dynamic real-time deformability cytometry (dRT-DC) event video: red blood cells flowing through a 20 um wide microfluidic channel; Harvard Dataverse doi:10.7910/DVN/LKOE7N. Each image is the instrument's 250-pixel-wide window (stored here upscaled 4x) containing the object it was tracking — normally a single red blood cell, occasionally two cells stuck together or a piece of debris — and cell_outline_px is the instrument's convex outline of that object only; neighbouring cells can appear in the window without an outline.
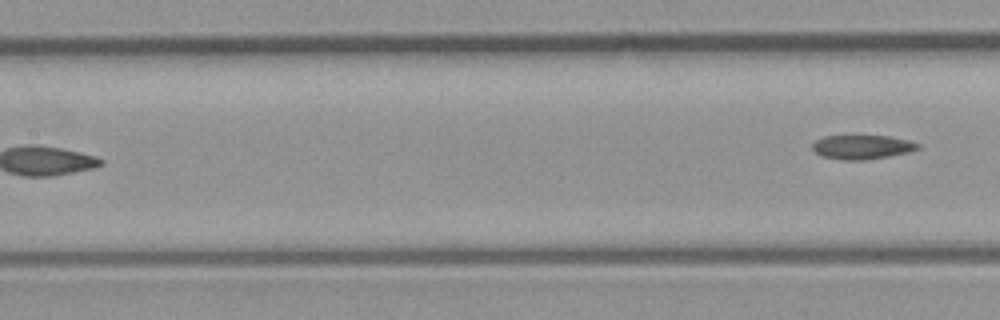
{"species": "common noctule bat (a hibernating species)", "species_latin": "Nyctalus noctula", "temperature_condition": "room temperature", "stored_images_in_passage": 8, "segment_of_instrument_passage": [2, 2], "camera_frame_rate_fps": 3000, "um_per_image_px": 0.085, "animal": {"sex": "male", "body_mass_g": 23.1, "forearm_length_mm": 52.7}, "frame": {"image": 1, "passage_image": 8, "time_ms": 8.0, "image_size_px": [1000, 320], "cell_outline_px": [[920, 148], [908, 152], [888, 156], [864, 160], [844, 160], [820, 156], [812, 148], [812, 144], [816, 140], [824, 136], [888, 136], [908, 140], [920, 144]], "centroid_in_image_um": [73.26, 12.5], "position_along_channel_um": 134.1, "area_um2": 14.74}}